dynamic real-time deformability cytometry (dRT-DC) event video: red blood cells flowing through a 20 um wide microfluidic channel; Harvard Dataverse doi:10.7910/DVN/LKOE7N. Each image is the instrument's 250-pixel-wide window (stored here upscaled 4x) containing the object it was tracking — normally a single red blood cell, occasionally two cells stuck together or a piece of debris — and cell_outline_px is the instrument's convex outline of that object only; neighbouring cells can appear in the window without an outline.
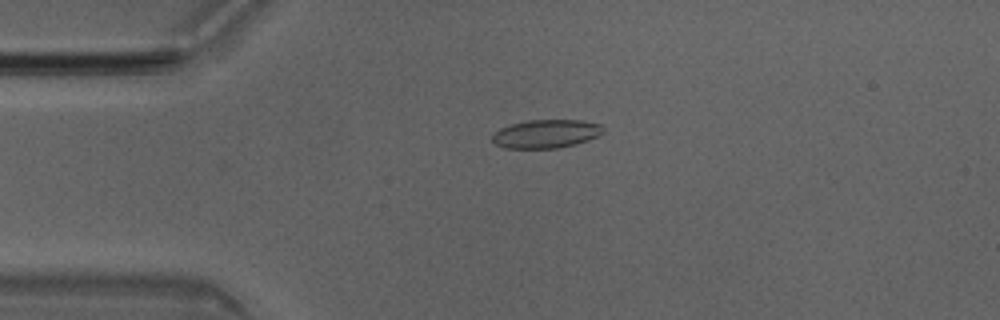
{"species": "Egyptian fruit bat (a non-hibernating species)", "species_latin": "Rousettus aegyptiacus", "temperature_condition": "room temperature", "stored_images_in_passage": 30, "camera_frame_rate_fps": 3000, "um_per_image_px": 0.085, "animal": {"sex": "male"}, "frame": {"image": 1, "passage_image": 1, "time_ms": 0.0, "image_size_px": [1000, 320], "cell_outline_px": [[604, 132], [588, 140], [576, 144], [556, 148], [504, 148], [496, 144], [492, 140], [492, 132], [500, 128], [512, 124], [528, 120], [580, 120], [600, 124], [604, 128]], "centroid_in_image_um": [46.4, 11.37], "position_along_channel_um": 38.6, "area_um2": 18.38}}
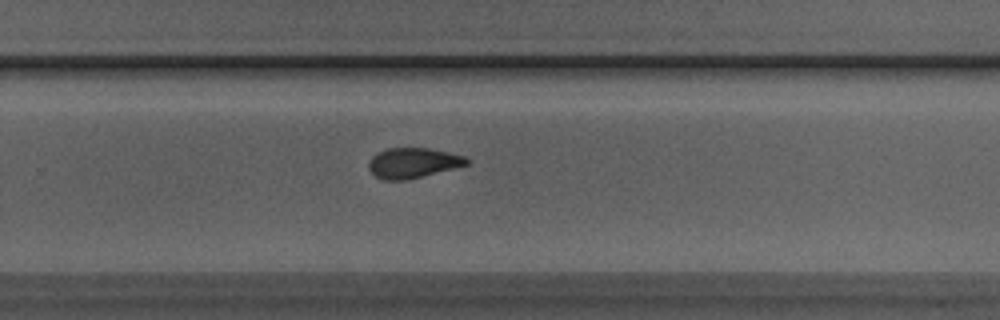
{"frame": {"image": 2, "passage_image": 22, "time_ms": 7.0, "image_size_px": [1000, 320], "cell_outline_px": [[468, 164], [408, 180], [384, 180], [376, 176], [368, 168], [368, 160], [376, 152], [388, 148], [428, 148], [448, 152], [464, 156], [468, 160]], "centroid_in_image_um": [35.05, 13.84], "position_along_channel_um": 294.8, "area_um2": 17.17}}
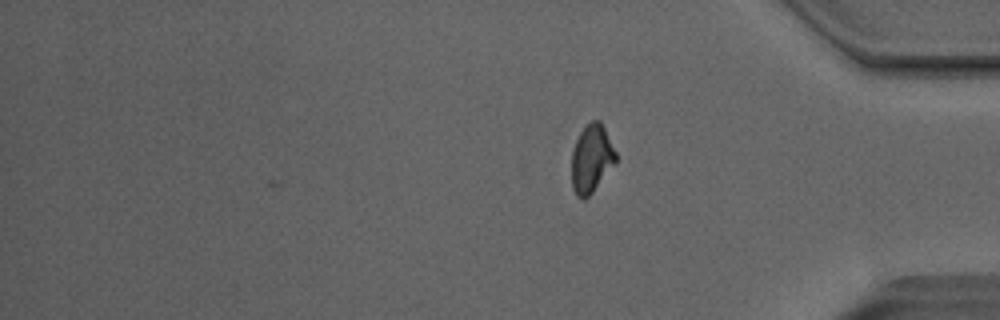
{"frame": {"image": 3, "passage_image": 30, "time_ms": 9.667, "image_size_px": [1000, 320], "cell_outline_px": [[616, 160], [592, 192], [584, 200], [580, 200], [576, 196], [572, 188], [572, 152], [576, 140], [580, 132], [592, 120], [600, 120], [616, 152]], "centroid_in_image_um": [50.25, 13.5], "position_along_channel_um": 385.0, "area_um2": 17.17}, "authors_computed_cell_mechanics": {"area_um2": 17.7157, "velocity_mm_per_s": 4.0395, "shape_relaxation_time_tau1_ms": 5.2642, "shape_relaxation_time_tau2_ms": 1.8, "deformation_change_tau1": 0.161, "deformation_change_tau2": 0.0796}}